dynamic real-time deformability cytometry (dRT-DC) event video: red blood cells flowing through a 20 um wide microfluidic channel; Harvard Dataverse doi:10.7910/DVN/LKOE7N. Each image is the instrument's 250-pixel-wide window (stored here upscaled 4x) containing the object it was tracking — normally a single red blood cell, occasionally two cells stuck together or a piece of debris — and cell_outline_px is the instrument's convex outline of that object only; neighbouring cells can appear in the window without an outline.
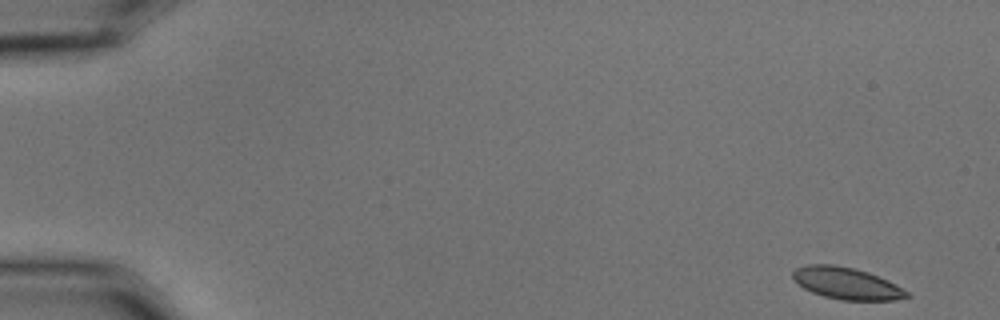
{"species": "common noctule bat (a hibernating species)", "species_latin": "Nyctalus noctula", "temperature_condition": "cold", "stored_images_in_passage": 51, "camera_frame_rate_fps": 3000, "um_per_image_px": 0.085, "animal": {"sex": "male", "body_mass_g": 15.6}, "frame": {"image": 1, "passage_image": 1, "time_ms": 0.0, "image_size_px": [1000, 320], "cell_outline_px": [[912, 296], [896, 300], [840, 300], [824, 296], [812, 292], [796, 284], [792, 280], [792, 272], [796, 268], [808, 264], [832, 264], [852, 268], [868, 272], [888, 280], [896, 284], [908, 292]], "centroid_in_image_um": [71.94, 24.08], "position_along_channel_um": 13.1, "area_um2": 21.27}}
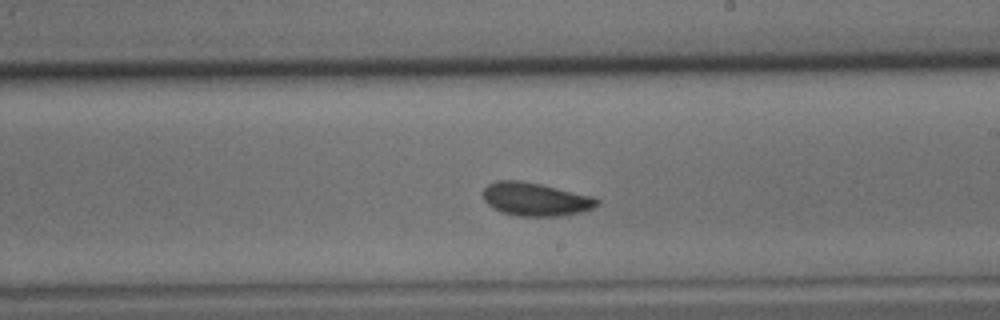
{"frame": {"image": 2, "passage_image": 32, "time_ms": 10.333, "image_size_px": [1000, 320], "cell_outline_px": [[600, 204], [592, 208], [580, 212], [556, 216], [520, 216], [500, 212], [492, 208], [484, 200], [484, 188], [488, 184], [496, 180], [516, 180], [540, 184], [592, 196], [600, 200]], "centroid_in_image_um": [45.5, 16.93], "position_along_channel_um": 243.5, "area_um2": 21.96}}
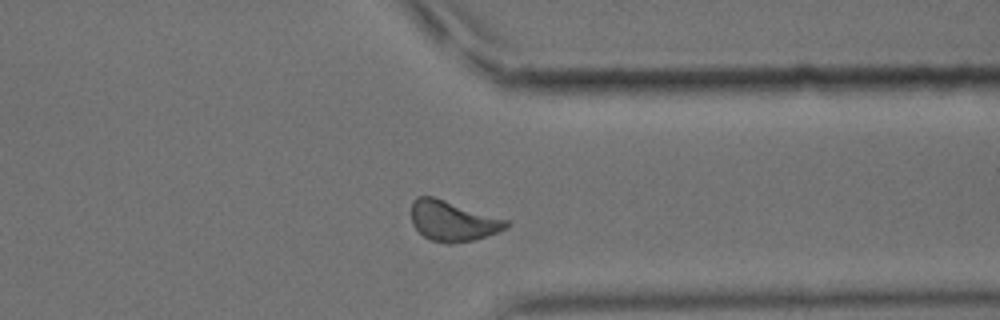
{"frame": {"image": 3, "passage_image": 43, "time_ms": 14.0, "image_size_px": [1000, 320], "cell_outline_px": [[508, 228], [488, 236], [472, 240], [452, 244], [448, 244], [432, 240], [424, 236], [412, 224], [412, 200], [416, 196], [432, 196], [508, 220]], "centroid_in_image_um": [38.48, 18.79], "position_along_channel_um": 372.9, "area_um2": 22.14}, "authors_computed_cell_mechanics": {"area_um2": 21.7328, "velocity_mm_per_s": 3.5536, "shape_relaxation_time_tau1_ms": 3.1714, "shape_relaxation_time_tau2_ms": 2.5025, "deformation_change_tau1": 0.087, "deformation_change_tau2": 0.0574}}